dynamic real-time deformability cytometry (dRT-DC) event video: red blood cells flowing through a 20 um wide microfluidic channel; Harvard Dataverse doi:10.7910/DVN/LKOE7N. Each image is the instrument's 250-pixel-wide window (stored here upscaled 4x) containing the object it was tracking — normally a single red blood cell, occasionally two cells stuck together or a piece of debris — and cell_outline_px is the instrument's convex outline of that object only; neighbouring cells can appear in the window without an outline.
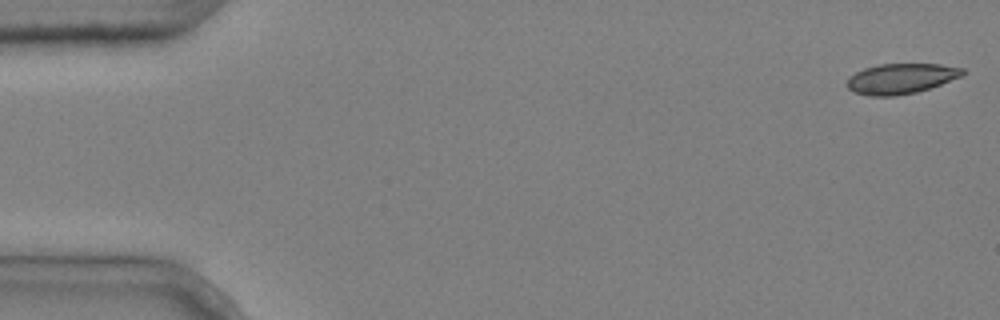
{"species": "common noctule bat (a hibernating species)", "species_latin": "Nyctalus noctula", "temperature_condition": "cold", "stored_images_in_passage": 5, "segment_of_instrument_passage": [1, 2], "camera_frame_rate_fps": 3000, "um_per_image_px": 0.085, "animal": {"sex": "male", "body_mass_g": 20.4}, "frame": {"image": 1, "passage_image": 1, "time_ms": 0.0, "image_size_px": [1000, 320], "cell_outline_px": [[968, 72], [964, 76], [916, 92], [892, 96], [868, 96], [856, 92], [848, 88], [848, 76], [864, 68], [880, 64], [940, 64], [964, 68]], "centroid_in_image_um": [76.63, 6.67], "position_along_channel_um": 8.4, "area_um2": 20.4}}
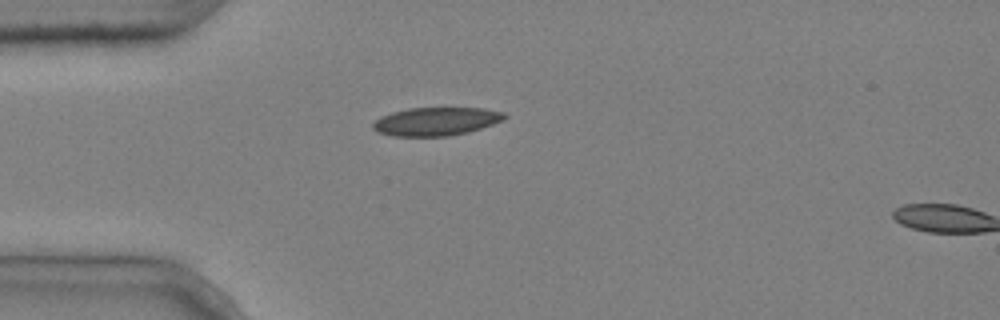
{"frame": {"image": 2, "passage_image": 4, "time_ms": 1.0, "image_size_px": [1000, 320], "cell_outline_px": [[508, 116], [504, 120], [468, 132], [448, 136], [392, 136], [376, 132], [372, 128], [372, 124], [380, 116], [392, 112], [408, 108], [484, 108], [504, 112]], "centroid_in_image_um": [37.05, 10.32], "position_along_channel_um": 47.9, "area_um2": 21.79}}